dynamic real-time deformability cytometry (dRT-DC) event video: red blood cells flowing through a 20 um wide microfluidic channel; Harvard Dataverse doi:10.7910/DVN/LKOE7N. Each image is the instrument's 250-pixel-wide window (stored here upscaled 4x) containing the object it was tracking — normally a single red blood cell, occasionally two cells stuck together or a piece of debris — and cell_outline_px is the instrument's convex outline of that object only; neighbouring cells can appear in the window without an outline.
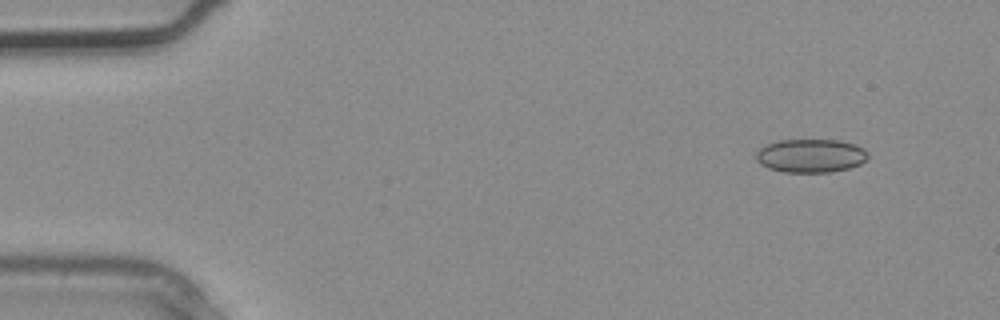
{"species": "common noctule bat (a hibernating species)", "species_latin": "Nyctalus noctula", "temperature_condition": "warm", "stored_images_in_passage": 3, "camera_frame_rate_fps": 3000, "um_per_image_px": 0.085, "animal": {"sex": "male", "body_mass_g": 20.4}, "frame": {"image": 1, "passage_image": 1, "time_ms": 0.0, "image_size_px": [1000, 320], "cell_outline_px": [[868, 156], [860, 164], [848, 168], [828, 172], [784, 172], [768, 168], [760, 164], [756, 160], [756, 152], [760, 148], [768, 144], [780, 140], [840, 140], [856, 144], [864, 148], [868, 152]], "centroid_in_image_um": [68.91, 13.23], "position_along_channel_um": 16.1, "area_um2": 21.85}}